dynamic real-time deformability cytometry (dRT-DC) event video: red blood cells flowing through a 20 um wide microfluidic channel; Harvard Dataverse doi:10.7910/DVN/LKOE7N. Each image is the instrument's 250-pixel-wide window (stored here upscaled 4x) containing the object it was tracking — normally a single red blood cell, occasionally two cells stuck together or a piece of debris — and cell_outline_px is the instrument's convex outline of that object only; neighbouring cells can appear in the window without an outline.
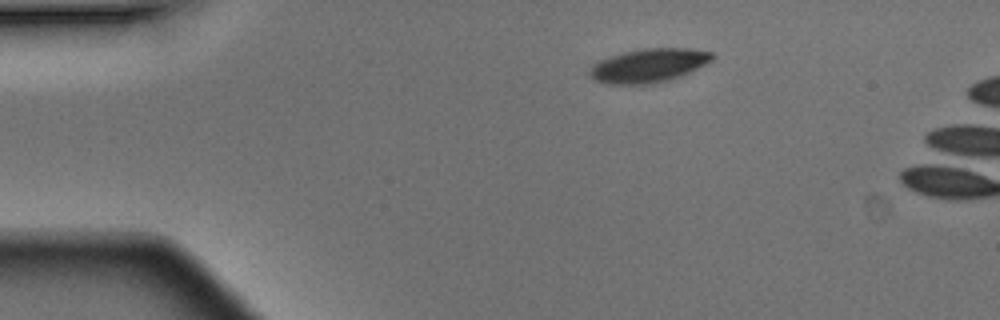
{"species": "Egyptian fruit bat (a non-hibernating species)", "species_latin": "Rousettus aegyptiacus", "temperature_condition": "warm", "stored_images_in_passage": 4, "camera_frame_rate_fps": 3000, "um_per_image_px": 0.085, "animal": {"sex": "male"}, "frame": {"image": 1, "passage_image": 1, "time_ms": 0.0, "image_size_px": [1000, 320], "cell_outline_px": [[716, 56], [712, 60], [680, 76], [668, 80], [652, 84], [608, 84], [592, 80], [588, 72], [600, 60], [624, 52], [644, 48], [688, 48], [712, 52]], "centroid_in_image_um": [55.14, 5.57], "position_along_channel_um": 29.9, "area_um2": 23.87}}
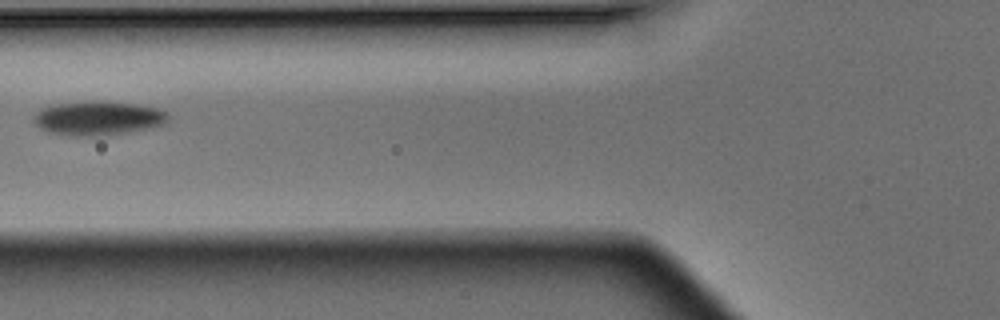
{"frame": {"image": 2, "passage_image": 4, "time_ms": 1.0, "image_size_px": [1000, 320], "cell_outline_px": [[168, 120], [164, 124], [148, 128], [100, 136], [72, 136], [48, 132], [40, 128], [32, 120], [36, 112], [40, 108], [60, 104], [136, 104], [156, 108], [168, 112]], "centroid_in_image_um": [8.32, 10.1], "position_along_channel_um": 117.5, "area_um2": 25.49}}